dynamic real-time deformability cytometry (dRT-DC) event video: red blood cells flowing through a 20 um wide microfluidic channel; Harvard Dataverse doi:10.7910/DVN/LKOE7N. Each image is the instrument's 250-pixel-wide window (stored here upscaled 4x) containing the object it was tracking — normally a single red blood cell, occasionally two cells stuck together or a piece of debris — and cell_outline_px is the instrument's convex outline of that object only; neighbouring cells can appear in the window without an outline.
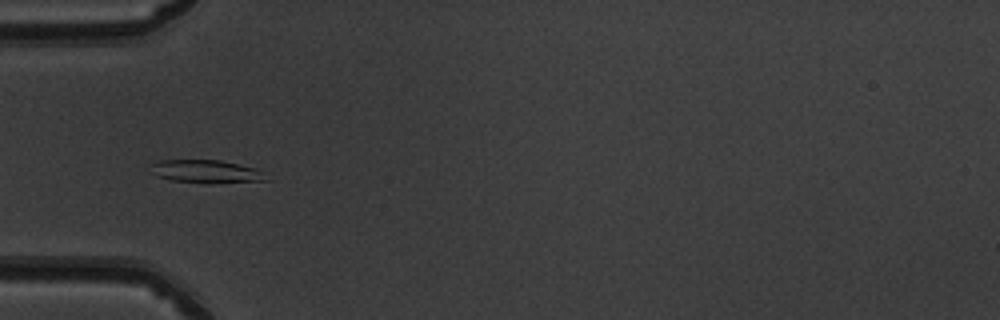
{"species": "common noctule bat (a hibernating species)", "species_latin": "Nyctalus noctula", "temperature_condition": "warm", "stored_images_in_passage": 8, "camera_frame_rate_fps": 3000, "um_per_image_px": 0.085, "animal": {"sex": "male", "body_mass_g": 19.5, "forearm_length_mm": 54.6}, "frame": {"image": 1, "passage_image": 3, "time_ms": 0.667, "image_size_px": [1000, 320], "cell_outline_px": [[272, 180], [208, 184], [204, 184], [172, 180], [156, 176], [148, 164], [160, 160], [220, 160], [256, 168]], "centroid_in_image_um": [17.53, 14.59], "position_along_channel_um": 67.5, "area_um2": 15.78}}
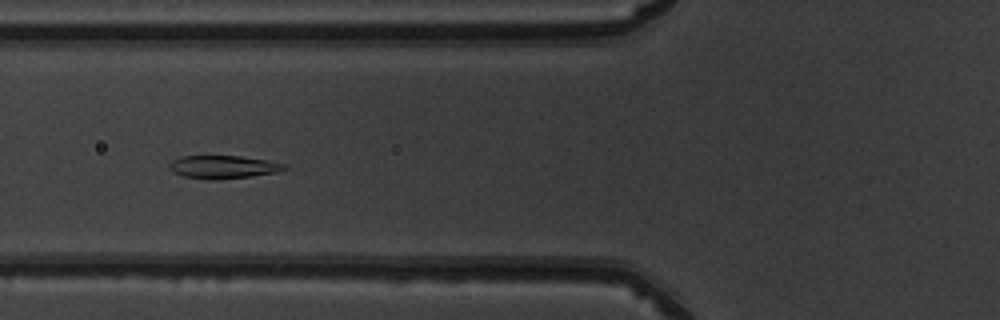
{"frame": {"image": 2, "passage_image": 6, "time_ms": 1.667, "image_size_px": [1000, 320], "cell_outline_px": [[288, 168], [276, 172], [252, 176], [216, 180], [208, 180], [184, 176], [172, 172], [168, 168], [168, 164], [172, 160], [180, 156], [240, 156], [288, 164]], "centroid_in_image_um": [18.94, 14.2], "position_along_channel_um": 106.9, "area_um2": 15.55}}